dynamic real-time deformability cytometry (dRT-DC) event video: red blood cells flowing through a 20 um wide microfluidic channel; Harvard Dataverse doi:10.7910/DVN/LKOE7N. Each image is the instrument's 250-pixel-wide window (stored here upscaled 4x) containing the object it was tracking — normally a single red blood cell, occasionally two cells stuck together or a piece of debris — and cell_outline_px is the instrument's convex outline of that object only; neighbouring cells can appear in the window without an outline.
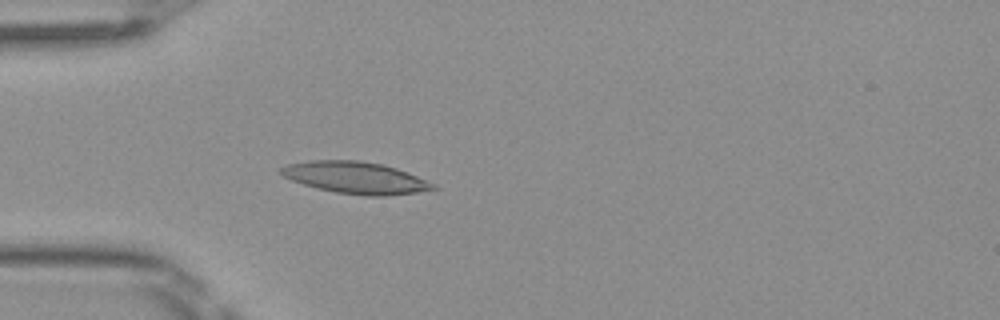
{"species": "Egyptian fruit bat (a non-hibernating species)", "species_latin": "Rousettus aegyptiacus", "temperature_condition": "room temperature", "stored_images_in_passage": 49, "camera_frame_rate_fps": 3000, "um_per_image_px": 0.085, "frame": {"image": 1, "passage_image": 14, "time_ms": 4.333, "image_size_px": [1000, 320], "cell_outline_px": [[440, 188], [416, 192], [384, 196], [368, 196], [336, 192], [316, 188], [292, 180], [284, 176], [280, 172], [280, 168], [288, 164], [308, 160], [356, 160], [384, 164], [396, 168], [436, 184]], "centroid_in_image_um": [30.23, 15.1], "position_along_channel_um": 54.8, "area_um2": 28.09}}
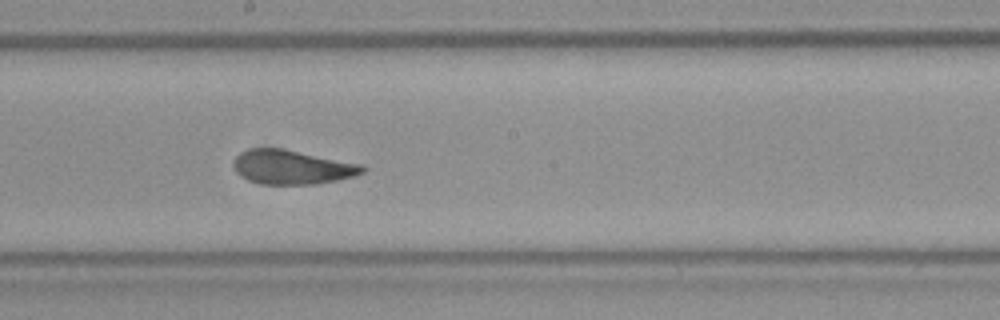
{"frame": {"image": 2, "passage_image": 27, "time_ms": 8.667, "image_size_px": [1000, 320], "cell_outline_px": [[368, 168], [364, 172], [352, 176], [336, 180], [316, 184], [260, 184], [248, 180], [240, 176], [232, 168], [232, 160], [240, 152], [248, 148], [280, 148], [364, 164]], "centroid_in_image_um": [24.79, 14.2], "position_along_channel_um": 223.4, "area_um2": 25.95}}
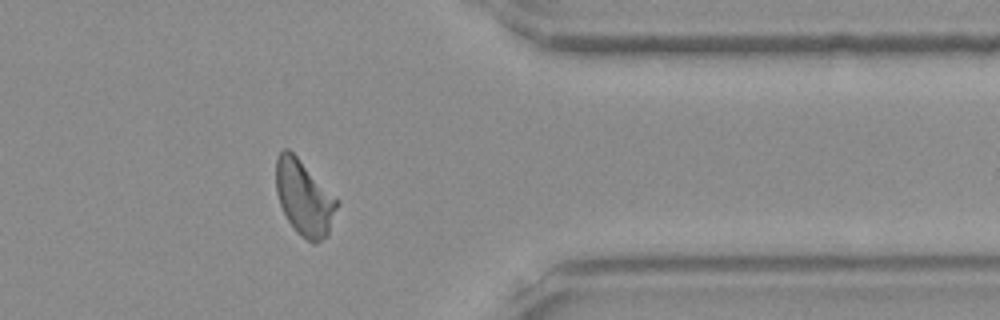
{"frame": {"image": 3, "passage_image": 40, "time_ms": 13.0, "image_size_px": [1000, 320], "cell_outline_px": [[340, 200], [328, 236], [316, 244], [312, 244], [296, 232], [288, 220], [280, 204], [276, 192], [276, 156], [284, 148], [288, 148]], "centroid_in_image_um": [25.87, 16.84], "position_along_channel_um": 385.5, "area_um2": 26.88}, "authors_computed_cell_mechanics": {"area_um2": 25.9522, "velocity_mm_per_s": 4.0585, "shape_relaxation_time_tau1_ms": 8.0112, "shape_relaxation_time_tau2_ms": 1.4439, "deformation_change_tau1": 0.1995, "deformation_change_tau2": 0.0826}}